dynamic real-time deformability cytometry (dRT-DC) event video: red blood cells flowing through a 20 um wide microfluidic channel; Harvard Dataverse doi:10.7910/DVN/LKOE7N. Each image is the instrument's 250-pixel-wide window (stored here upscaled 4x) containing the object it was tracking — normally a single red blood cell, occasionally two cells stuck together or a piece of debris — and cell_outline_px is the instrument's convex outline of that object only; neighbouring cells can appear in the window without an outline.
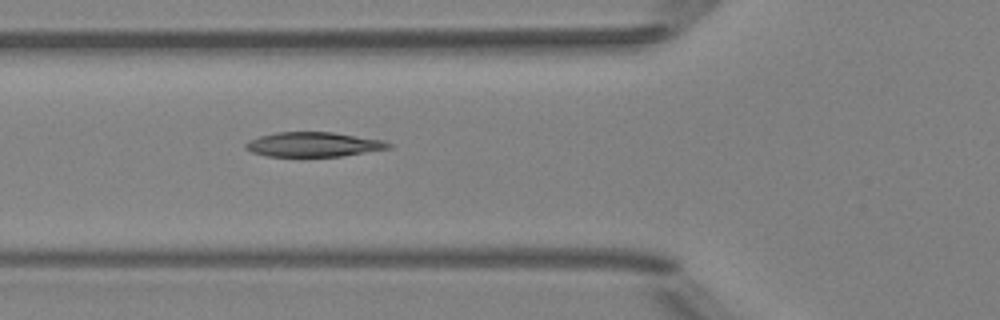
{"species": "Egyptian fruit bat (a non-hibernating species)", "species_latin": "Rousettus aegyptiacus", "temperature_condition": "room temperature", "stored_images_in_passage": 5, "camera_frame_rate_fps": 3000, "um_per_image_px": 0.085, "animal": {"sex": "female"}, "frame": {"image": 1, "passage_image": 5, "time_ms": 1.333, "image_size_px": [1000, 320], "cell_outline_px": [[392, 148], [340, 156], [268, 156], [252, 152], [244, 148], [244, 144], [248, 140], [260, 136], [276, 132], [332, 132], [384, 140], [392, 144]], "centroid_in_image_um": [26.64, 12.27], "position_along_channel_um": 99.2, "area_um2": 20.46}}